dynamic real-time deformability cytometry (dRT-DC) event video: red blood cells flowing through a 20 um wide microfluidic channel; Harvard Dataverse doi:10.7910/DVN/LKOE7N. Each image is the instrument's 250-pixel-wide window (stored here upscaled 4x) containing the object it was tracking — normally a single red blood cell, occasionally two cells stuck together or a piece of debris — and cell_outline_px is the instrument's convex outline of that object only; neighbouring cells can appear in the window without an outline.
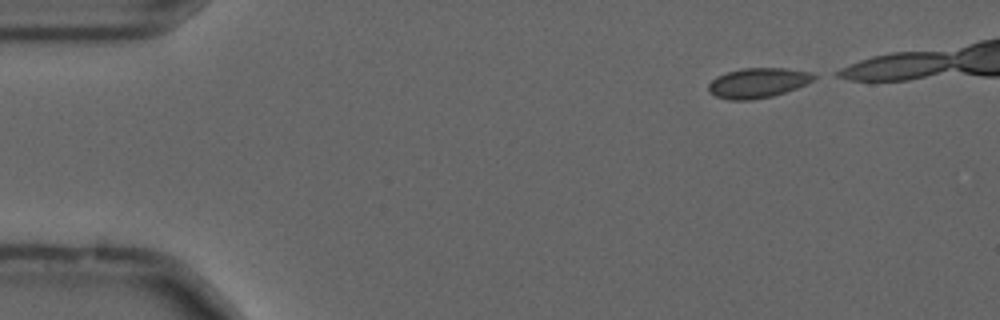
{"species": "common noctule bat (a hibernating species)", "species_latin": "Nyctalus noctula", "temperature_condition": "cold", "stored_images_in_passage": 39, "camera_frame_rate_fps": 3000, "um_per_image_px": 0.085, "animal": {"sex": "male", "forearm_length_mm": 52.5}, "frame": {"image": 1, "passage_image": 1, "time_ms": 0.0, "image_size_px": [1000, 320], "cell_outline_px": [[820, 76], [808, 84], [772, 96], [752, 100], [728, 100], [716, 96], [708, 92], [708, 84], [716, 76], [728, 72], [744, 68], [784, 68], [812, 72]], "centroid_in_image_um": [64.45, 7.04], "position_along_channel_um": 20.6, "area_um2": 18.55}}
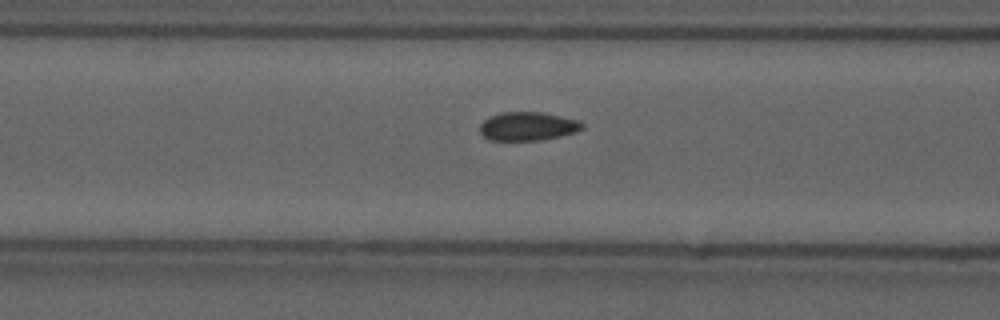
{"frame": {"image": 2, "passage_image": 16, "time_ms": 5.0, "image_size_px": [1000, 320], "cell_outline_px": [[584, 128], [576, 132], [560, 136], [540, 140], [488, 140], [480, 132], [480, 124], [488, 116], [500, 112], [540, 112], [560, 116], [576, 120], [584, 124]], "centroid_in_image_um": [44.83, 10.73], "position_along_channel_um": 121.8, "area_um2": 17.05}}
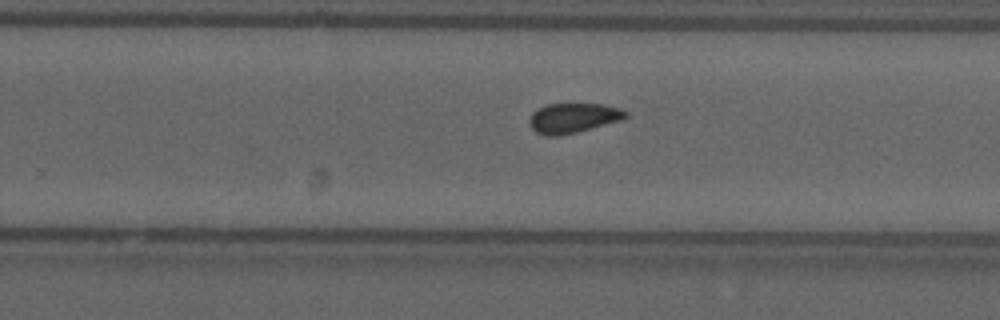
{"frame": {"image": 3, "passage_image": 29, "time_ms": 9.333, "image_size_px": [1000, 320], "cell_outline_px": [[628, 116], [620, 120], [576, 132], [560, 136], [544, 136], [536, 132], [528, 124], [528, 120], [532, 112], [536, 108], [548, 104], [604, 104], [620, 108], [628, 112]], "centroid_in_image_um": [48.67, 10.02], "position_along_channel_um": 281.1, "area_um2": 16.82}}